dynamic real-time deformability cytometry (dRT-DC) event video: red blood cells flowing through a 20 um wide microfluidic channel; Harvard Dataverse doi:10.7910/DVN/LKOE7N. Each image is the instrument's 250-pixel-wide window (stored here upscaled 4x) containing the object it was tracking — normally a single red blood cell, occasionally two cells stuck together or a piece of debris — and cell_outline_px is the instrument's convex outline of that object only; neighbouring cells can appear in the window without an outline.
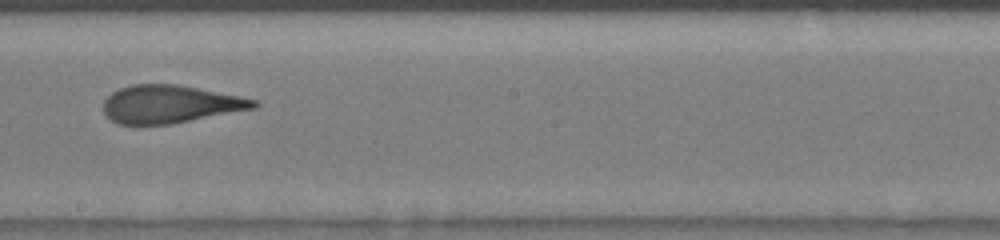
{"species": "human", "species_latin": "Homo sapiens", "temperature_condition": "room temperature", "stored_images_in_passage": 28, "camera_frame_rate_fps": 3000, "um_per_image_px": 0.085, "donor": {"sex": "male"}, "frame": {"image": 1, "passage_image": 13, "time_ms": 4.0, "image_size_px": [1000, 240], "cell_outline_px": [[260, 104], [256, 108], [168, 124], [116, 124], [104, 112], [104, 100], [112, 92], [120, 88], [132, 84], [176, 84], [240, 96], [256, 100]], "centroid_in_image_um": [14.45, 8.84], "position_along_channel_um": 233.7, "area_um2": 32.83}}